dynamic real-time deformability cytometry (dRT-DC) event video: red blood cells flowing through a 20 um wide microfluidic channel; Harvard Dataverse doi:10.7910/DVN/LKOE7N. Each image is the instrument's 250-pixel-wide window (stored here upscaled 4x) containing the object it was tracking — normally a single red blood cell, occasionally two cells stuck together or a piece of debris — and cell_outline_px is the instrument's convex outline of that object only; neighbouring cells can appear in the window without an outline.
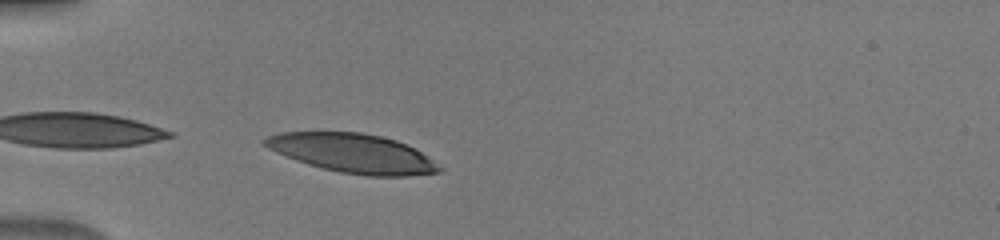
{"species": "human", "species_latin": "Homo sapiens", "temperature_condition": "warm", "stored_images_in_passage": 33, "camera_frame_rate_fps": 3000, "um_per_image_px": 0.085, "donor": {"sex": "male"}, "frame": {"image": 1, "passage_image": 1, "time_ms": 0.0, "image_size_px": [1000, 240], "cell_outline_px": [[444, 168], [440, 172], [408, 176], [368, 176], [340, 172], [308, 164], [296, 160], [276, 152], [260, 144], [260, 140], [268, 136], [280, 132], [360, 132], [380, 136], [396, 140], [428, 156]], "centroid_in_image_um": [29.97, 13.03], "position_along_channel_um": 55.0, "area_um2": 39.59}}
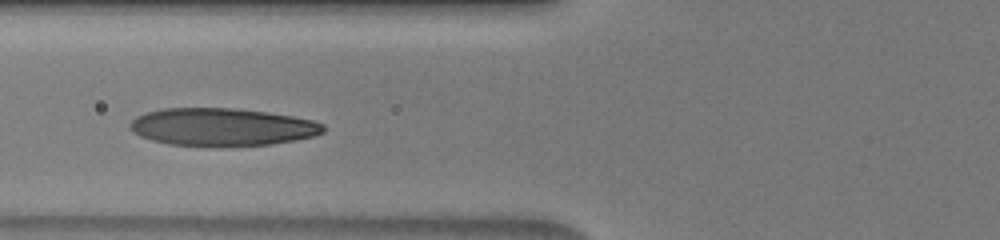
{"frame": {"image": 2, "passage_image": 6, "time_ms": 1.667, "image_size_px": [1000, 240], "cell_outline_px": [[324, 132], [312, 136], [296, 140], [268, 144], [168, 144], [152, 140], [140, 136], [132, 132], [128, 128], [128, 124], [136, 116], [144, 112], [164, 108], [232, 108], [268, 112], [292, 116], [312, 120], [324, 124]], "centroid_in_image_um": [18.82, 10.76], "position_along_channel_um": 107.0, "area_um2": 41.73}}
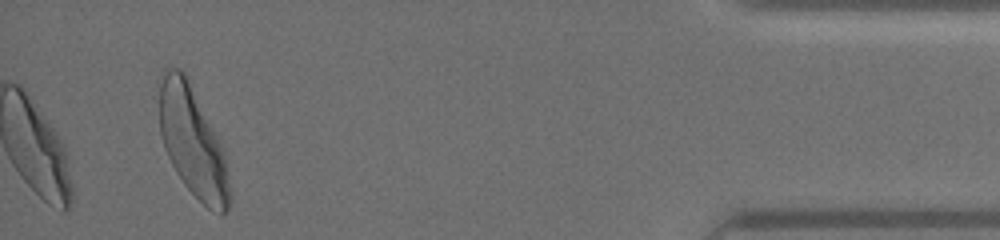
{"frame": {"image": 3, "passage_image": 33, "time_ms": 10.667, "image_size_px": [1000, 240], "cell_outline_px": [[232, 200], [228, 208], [220, 216], [212, 212], [184, 184], [176, 172], [164, 148], [160, 132], [156, 80], [164, 68], [180, 68], [184, 72], [220, 140], [224, 148], [232, 196]], "centroid_in_image_um": [16.35, 12.02], "position_along_channel_um": 418.8, "area_um2": 46.01}}